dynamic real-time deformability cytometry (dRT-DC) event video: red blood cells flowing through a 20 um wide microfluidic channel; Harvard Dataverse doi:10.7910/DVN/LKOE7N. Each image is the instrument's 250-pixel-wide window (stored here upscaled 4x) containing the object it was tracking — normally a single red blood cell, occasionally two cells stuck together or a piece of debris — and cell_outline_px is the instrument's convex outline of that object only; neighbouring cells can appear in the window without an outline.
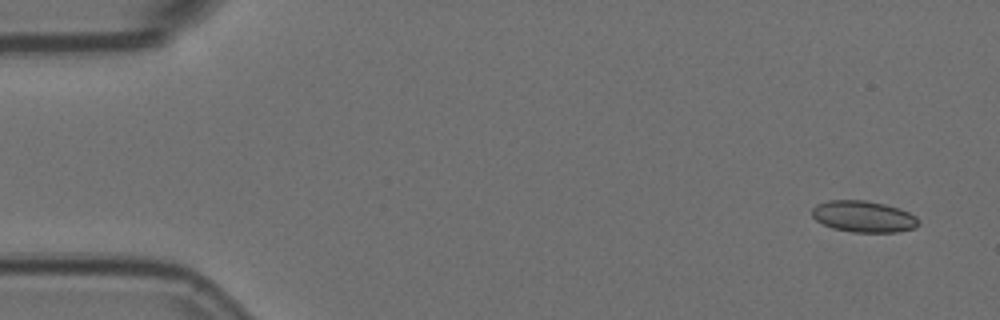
{"species": "Egyptian fruit bat (a non-hibernating species)", "species_latin": "Rousettus aegyptiacus", "temperature_condition": "room temperature", "stored_images_in_passage": 6, "camera_frame_rate_fps": 3000, "um_per_image_px": 0.085, "animal": {"sex": "female"}, "frame": {"image": 1, "passage_image": 1, "time_ms": 0.0, "image_size_px": [1000, 320], "cell_outline_px": [[916, 228], [896, 232], [852, 232], [832, 228], [816, 220], [812, 216], [812, 208], [816, 204], [828, 200], [868, 200], [900, 208], [916, 216]], "centroid_in_image_um": [73.37, 18.39], "position_along_channel_um": 11.6, "area_um2": 19.48}}
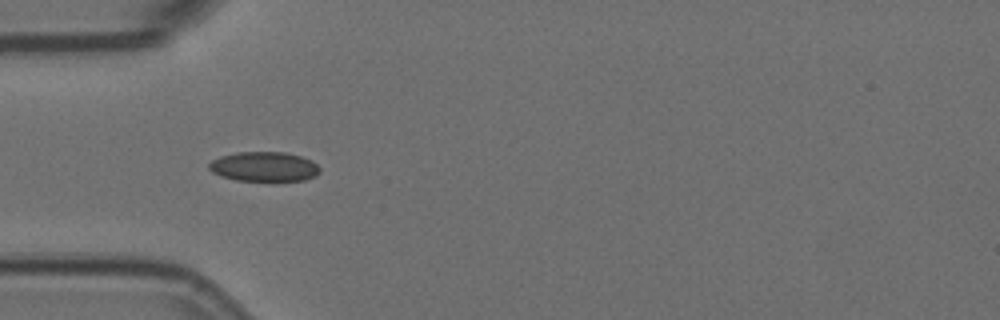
{"frame": {"image": 2, "passage_image": 5, "time_ms": 1.333, "image_size_px": [1000, 320], "cell_outline_px": [[320, 172], [316, 176], [304, 180], [236, 180], [220, 176], [212, 172], [208, 168], [208, 164], [212, 160], [220, 156], [236, 152], [284, 152], [300, 156], [312, 160], [320, 168]], "centroid_in_image_um": [22.44, 14.15], "position_along_channel_um": 62.6, "area_um2": 19.13}}
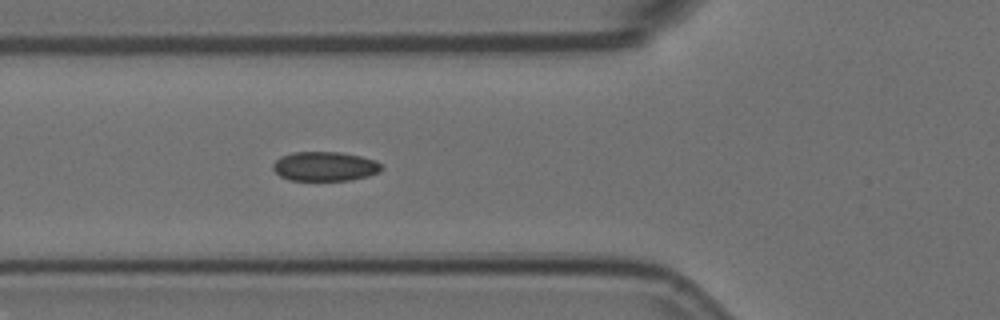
{"frame": {"image": 3, "passage_image": 6, "time_ms": 1.667, "image_size_px": [1000, 320], "cell_outline_px": [[384, 168], [380, 172], [368, 176], [348, 180], [288, 180], [280, 176], [272, 168], [272, 164], [280, 156], [292, 152], [340, 152], [360, 156], [376, 160]], "centroid_in_image_um": [27.61, 14.13], "position_along_channel_um": 98.2, "area_um2": 18.67}}